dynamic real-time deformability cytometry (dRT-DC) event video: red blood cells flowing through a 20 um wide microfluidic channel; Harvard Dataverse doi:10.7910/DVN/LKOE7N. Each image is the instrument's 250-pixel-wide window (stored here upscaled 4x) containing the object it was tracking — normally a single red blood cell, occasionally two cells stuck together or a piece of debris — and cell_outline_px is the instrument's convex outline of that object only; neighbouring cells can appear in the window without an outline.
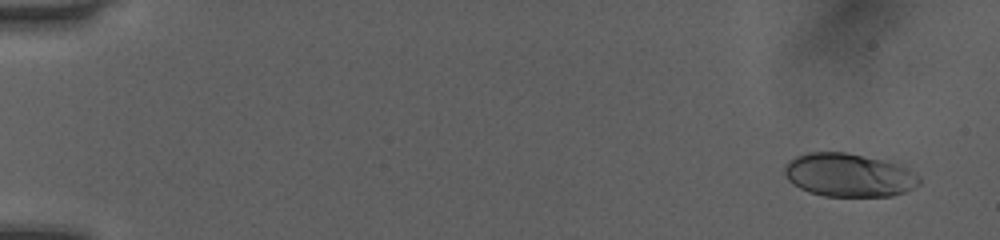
{"species": "human", "species_latin": "Homo sapiens", "temperature_condition": "room temperature", "stored_images_in_passage": 14, "camera_frame_rate_fps": 3000, "um_per_image_px": 0.085, "donor": {"sex": "female"}, "frame": {"image": 1, "passage_image": 2, "time_ms": 0.333, "image_size_px": [1000, 240], "cell_outline_px": [[920, 184], [904, 192], [892, 196], [824, 196], [808, 192], [792, 184], [788, 180], [784, 172], [784, 164], [788, 160], [796, 156], [808, 152], [844, 152], [884, 160], [908, 168], [920, 176]], "centroid_in_image_um": [72.13, 14.88], "position_along_channel_um": 12.9, "area_um2": 34.22}}
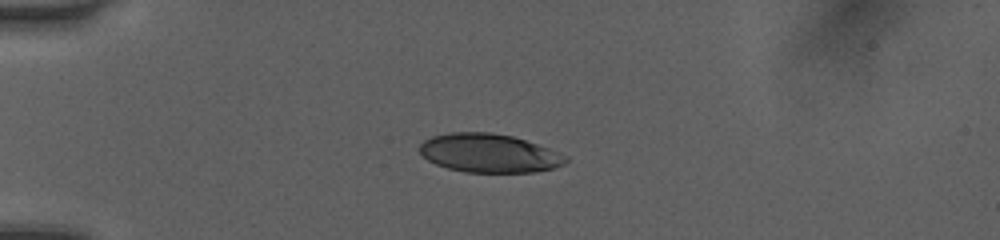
{"frame": {"image": 2, "passage_image": 9, "time_ms": 2.667, "image_size_px": [1000, 240], "cell_outline_px": [[568, 160], [564, 164], [552, 168], [536, 172], [464, 172], [448, 168], [436, 164], [428, 160], [420, 152], [420, 144], [424, 140], [432, 136], [448, 132], [488, 132], [512, 136], [548, 148], [568, 156]], "centroid_in_image_um": [41.56, 13.02], "position_along_channel_um": 43.4, "area_um2": 32.77}}
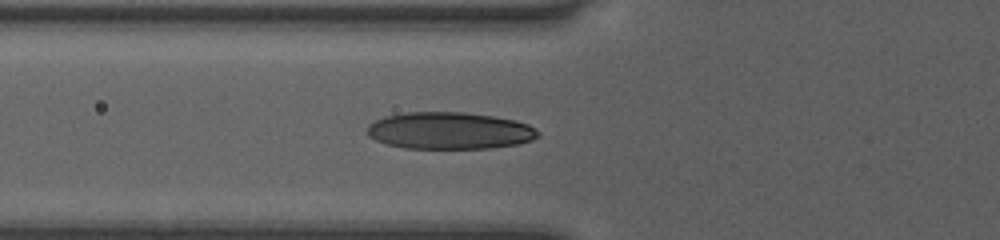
{"frame": {"image": 3, "passage_image": 14, "time_ms": 4.333, "image_size_px": [1000, 240], "cell_outline_px": [[540, 136], [532, 140], [516, 144], [492, 148], [404, 148], [388, 144], [376, 140], [368, 136], [364, 132], [368, 124], [384, 116], [404, 112], [464, 112], [492, 116], [516, 120], [528, 124], [540, 132]], "centroid_in_image_um": [38.19, 11.1], "position_along_channel_um": 87.6, "area_um2": 37.05}}